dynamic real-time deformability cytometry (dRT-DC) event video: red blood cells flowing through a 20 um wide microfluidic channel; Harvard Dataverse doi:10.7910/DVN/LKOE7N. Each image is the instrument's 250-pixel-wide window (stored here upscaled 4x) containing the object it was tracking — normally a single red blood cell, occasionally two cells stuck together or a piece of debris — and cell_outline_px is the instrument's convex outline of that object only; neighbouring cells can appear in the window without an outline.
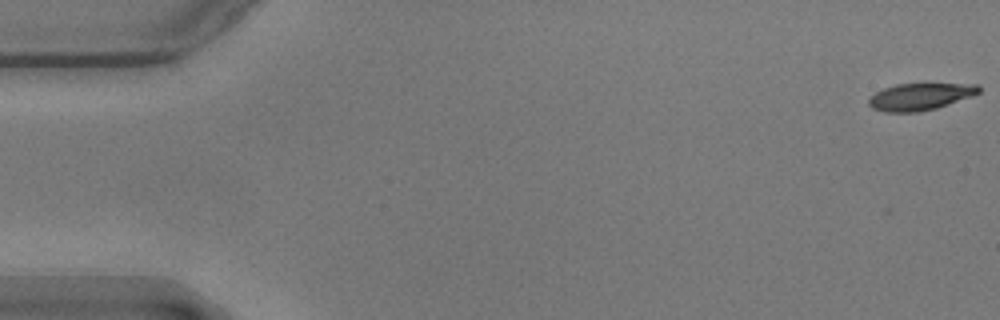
{"species": "common noctule bat (a hibernating species)", "species_latin": "Nyctalus noctula", "temperature_condition": "warm", "stored_images_in_passage": 2, "camera_frame_rate_fps": 3000, "um_per_image_px": 0.085, "animal": {"sex": "male", "body_mass_g": 17.9}, "frame": {"image": 1, "passage_image": 2, "time_ms": 0.333, "image_size_px": [1000, 320], "cell_outline_px": [[980, 92], [972, 96], [936, 108], [920, 112], [884, 112], [872, 108], [868, 104], [868, 100], [876, 92], [884, 88], [896, 84], [980, 84]], "centroid_in_image_um": [78.21, 8.22], "position_along_channel_um": 6.8, "area_um2": 17.22}}